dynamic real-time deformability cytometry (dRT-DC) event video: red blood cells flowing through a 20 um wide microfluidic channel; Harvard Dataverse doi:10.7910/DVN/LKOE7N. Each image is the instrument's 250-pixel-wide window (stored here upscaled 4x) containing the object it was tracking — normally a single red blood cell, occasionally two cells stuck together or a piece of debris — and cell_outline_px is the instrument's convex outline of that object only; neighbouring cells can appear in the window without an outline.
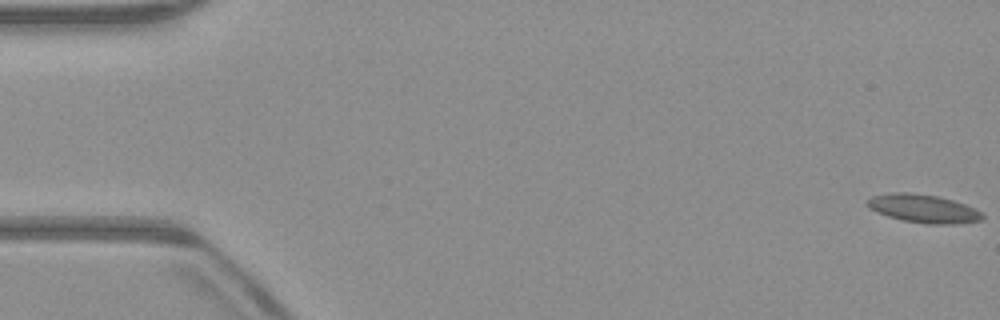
{"species": "common noctule bat (a hibernating species)", "species_latin": "Nyctalus noctula", "temperature_condition": "warm", "stored_images_in_passage": 16, "camera_frame_rate_fps": 3000, "um_per_image_px": 0.085, "animal": {"sex": "male", "body_mass_g": 23.1, "forearm_length_mm": 52.7}, "frame": {"image": 1, "passage_image": 1, "time_ms": 0.0, "image_size_px": [1000, 320], "cell_outline_px": [[984, 216], [980, 220], [952, 224], [928, 224], [904, 220], [888, 216], [868, 208], [868, 200], [872, 196], [896, 192], [912, 192], [936, 196], [952, 200], [964, 204], [980, 212]], "centroid_in_image_um": [78.46, 17.72], "position_along_channel_um": 6.5, "area_um2": 18.55}}
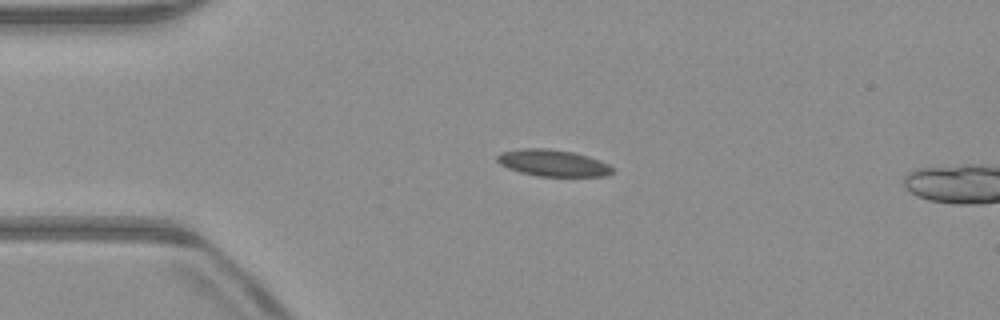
{"frame": {"image": 2, "passage_image": 13, "time_ms": 4.0, "image_size_px": [1000, 320], "cell_outline_px": [[612, 172], [604, 176], [536, 176], [520, 172], [508, 168], [500, 164], [496, 160], [496, 156], [500, 152], [520, 148], [548, 148], [572, 152], [588, 156], [600, 160], [608, 164], [612, 168]], "centroid_in_image_um": [46.95, 13.84], "position_along_channel_um": 38.1, "area_um2": 17.92}}